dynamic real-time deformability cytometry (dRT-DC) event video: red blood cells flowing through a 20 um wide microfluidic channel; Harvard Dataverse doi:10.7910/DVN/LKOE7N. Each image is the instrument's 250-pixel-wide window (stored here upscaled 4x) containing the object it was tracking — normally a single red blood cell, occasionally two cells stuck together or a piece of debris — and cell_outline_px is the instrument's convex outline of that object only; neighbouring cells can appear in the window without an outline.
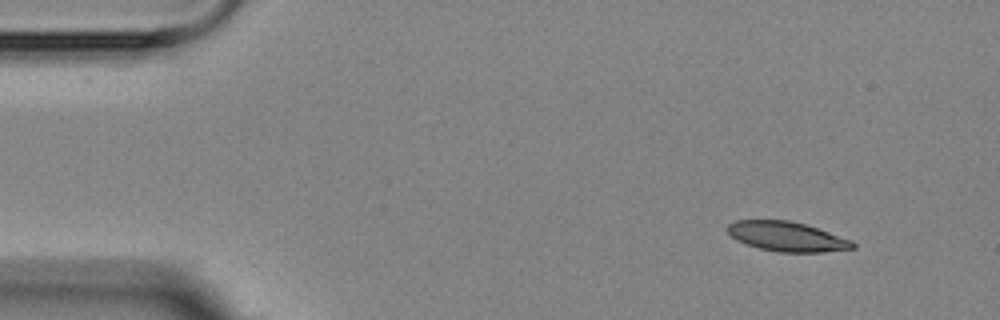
{"species": "Egyptian fruit bat (a non-hibernating species)", "species_latin": "Rousettus aegyptiacus", "temperature_condition": "room temperature", "stored_images_in_passage": 5, "segment_of_instrument_passage": [1, 2], "camera_frame_rate_fps": 3000, "um_per_image_px": 0.085, "animal": {"sex": "female"}, "frame": {"image": 1, "passage_image": 1, "time_ms": 0.0, "image_size_px": [1000, 320], "cell_outline_px": [[856, 248], [824, 252], [776, 252], [760, 248], [736, 240], [728, 232], [728, 224], [736, 220], [788, 220], [804, 224], [852, 240], [856, 244]], "centroid_in_image_um": [66.9, 20.11], "position_along_channel_um": 18.1, "area_um2": 21.44}}